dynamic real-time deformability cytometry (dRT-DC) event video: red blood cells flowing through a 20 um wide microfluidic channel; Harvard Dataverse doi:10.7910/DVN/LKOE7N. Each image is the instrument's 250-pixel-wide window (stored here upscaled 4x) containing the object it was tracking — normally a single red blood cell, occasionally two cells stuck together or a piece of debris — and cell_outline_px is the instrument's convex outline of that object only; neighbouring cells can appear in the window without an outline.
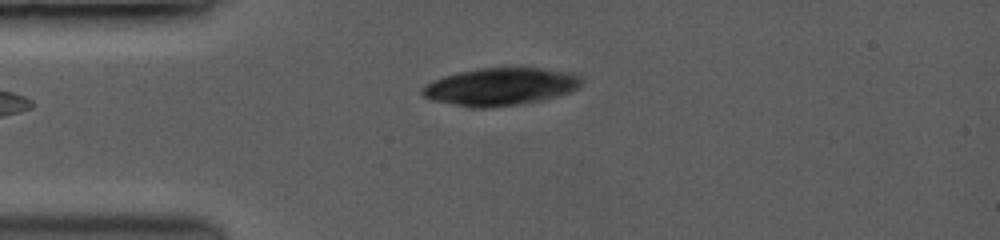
{"species": "common noctule bat (a hibernating species)", "species_latin": "Nyctalus noctula", "temperature_condition": "room temperature", "stored_images_in_passage": 4, "camera_frame_rate_fps": 3500, "um_per_image_px": 0.085, "animal": {"sex": "female", "body_mass_g": 19.0, "forearm_length_mm": 53.3}, "frame": {"image": 1, "passage_image": 1, "time_ms": 0.0, "image_size_px": [1000, 240], "cell_outline_px": [[580, 84], [576, 88], [568, 92], [536, 100], [516, 104], [484, 108], [472, 108], [436, 100], [424, 96], [420, 92], [428, 84], [444, 76], [460, 72], [484, 68], [536, 68], [560, 72], [576, 76], [580, 80]], "centroid_in_image_um": [42.45, 7.37], "position_along_channel_um": 42.5, "area_um2": 33.23}}